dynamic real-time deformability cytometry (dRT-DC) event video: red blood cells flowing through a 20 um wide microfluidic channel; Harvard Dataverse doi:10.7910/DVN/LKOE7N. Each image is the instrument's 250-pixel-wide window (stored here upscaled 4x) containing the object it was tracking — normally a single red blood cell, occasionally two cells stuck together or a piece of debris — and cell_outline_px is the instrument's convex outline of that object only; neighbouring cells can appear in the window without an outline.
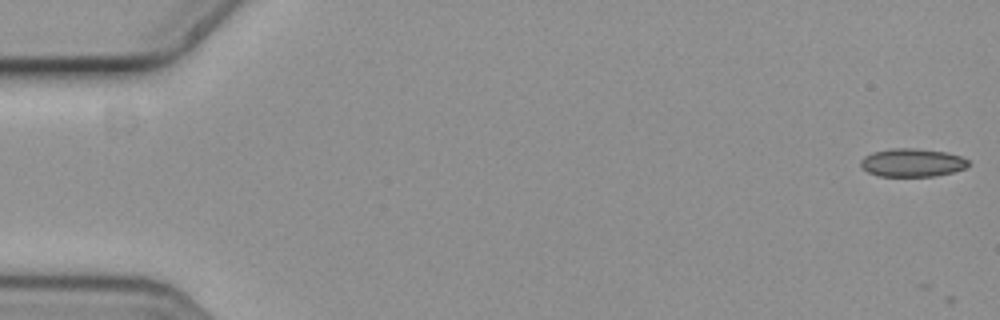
{"species": "common noctule bat (a hibernating species)", "species_latin": "Nyctalus noctula", "temperature_condition": "cold", "stored_images_in_passage": 5, "camera_frame_rate_fps": 3000, "um_per_image_px": 0.085, "animal": {"sex": "female", "body_mass_g": 19.3, "forearm_length_mm": 54.1}, "frame": {"image": 1, "passage_image": 1, "time_ms": 0.0, "image_size_px": [1000, 320], "cell_outline_px": [[968, 164], [964, 168], [952, 172], [936, 176], [880, 176], [868, 172], [860, 164], [860, 160], [864, 156], [872, 152], [892, 148], [916, 148], [948, 152], [960, 156], [968, 160]], "centroid_in_image_um": [77.52, 13.81], "position_along_channel_um": 7.5, "area_um2": 17.69}}
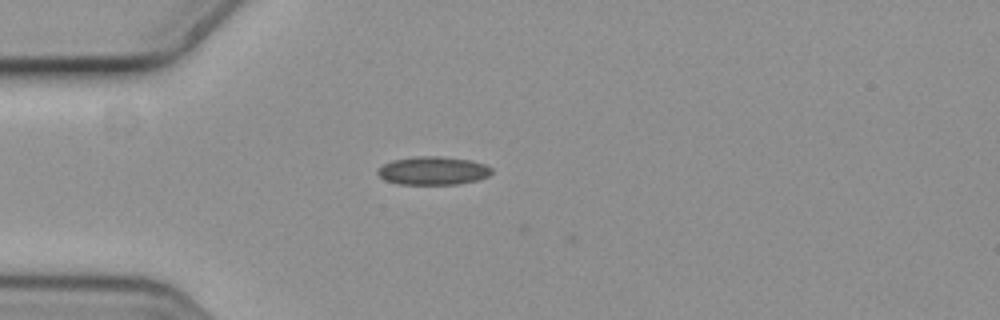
{"frame": {"image": 2, "passage_image": 4, "time_ms": 1.0, "image_size_px": [1000, 320], "cell_outline_px": [[492, 172], [488, 176], [476, 180], [456, 184], [400, 184], [384, 180], [376, 172], [384, 164], [392, 160], [416, 156], [440, 156], [472, 160], [484, 164], [492, 168]], "centroid_in_image_um": [36.81, 14.5], "position_along_channel_um": 48.2, "area_um2": 18.73}}